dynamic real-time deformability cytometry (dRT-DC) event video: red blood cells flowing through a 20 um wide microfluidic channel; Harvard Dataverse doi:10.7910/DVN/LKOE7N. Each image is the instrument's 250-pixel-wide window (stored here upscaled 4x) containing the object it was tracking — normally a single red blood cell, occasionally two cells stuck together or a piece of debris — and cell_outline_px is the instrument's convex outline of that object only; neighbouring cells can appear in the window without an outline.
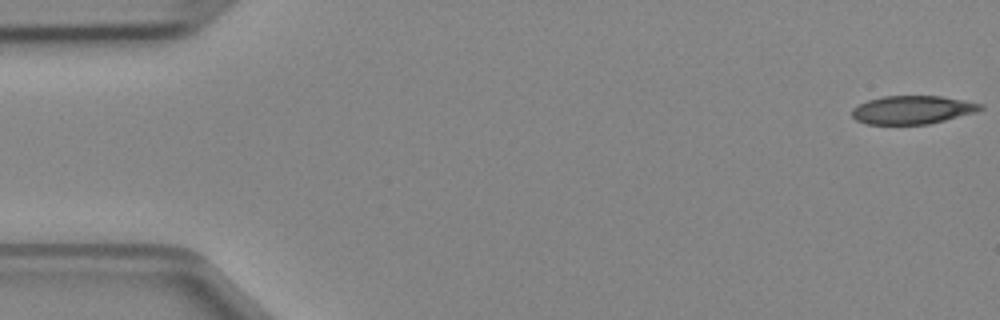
{"species": "Egyptian fruit bat (a non-hibernating species)", "species_latin": "Rousettus aegyptiacus", "temperature_condition": "cold", "stored_images_in_passage": 47, "camera_frame_rate_fps": 3000, "um_per_image_px": 0.085, "animal": {"sex": "female"}, "frame": {"image": 1, "passage_image": 1, "time_ms": 0.0, "image_size_px": [1000, 320], "cell_outline_px": [[984, 108], [976, 112], [928, 124], [868, 124], [856, 120], [852, 116], [852, 108], [868, 100], [880, 96], [940, 96], [964, 100], [984, 104]], "centroid_in_image_um": [77.56, 9.33], "position_along_channel_um": 7.4, "area_um2": 21.15}}
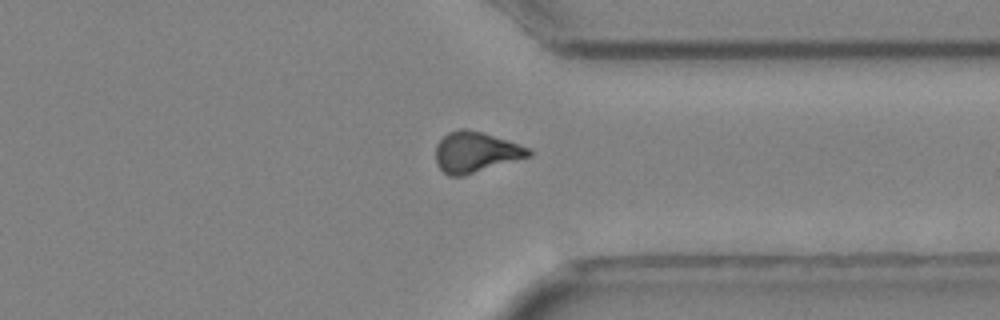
{"frame": {"image": 2, "passage_image": 36, "time_ms": 11.667, "image_size_px": [1000, 320], "cell_outline_px": [[532, 156], [464, 176], [448, 176], [436, 164], [436, 144], [448, 132], [460, 128], [464, 128], [480, 132], [532, 148]], "centroid_in_image_um": [40.44, 12.95], "position_along_channel_um": 371.0, "area_um2": 22.08}}
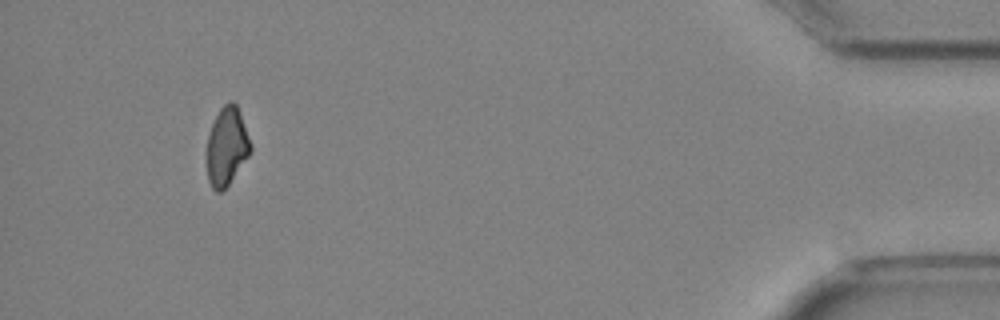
{"frame": {"image": 3, "passage_image": 44, "time_ms": 14.333, "image_size_px": [1000, 320], "cell_outline_px": [[252, 152], [228, 184], [220, 192], [216, 192], [212, 188], [208, 180], [204, 152], [208, 136], [212, 124], [220, 108], [228, 100], [232, 100], [236, 104], [252, 144]], "centroid_in_image_um": [19.24, 12.45], "position_along_channel_um": 416.0, "area_um2": 20.35}}